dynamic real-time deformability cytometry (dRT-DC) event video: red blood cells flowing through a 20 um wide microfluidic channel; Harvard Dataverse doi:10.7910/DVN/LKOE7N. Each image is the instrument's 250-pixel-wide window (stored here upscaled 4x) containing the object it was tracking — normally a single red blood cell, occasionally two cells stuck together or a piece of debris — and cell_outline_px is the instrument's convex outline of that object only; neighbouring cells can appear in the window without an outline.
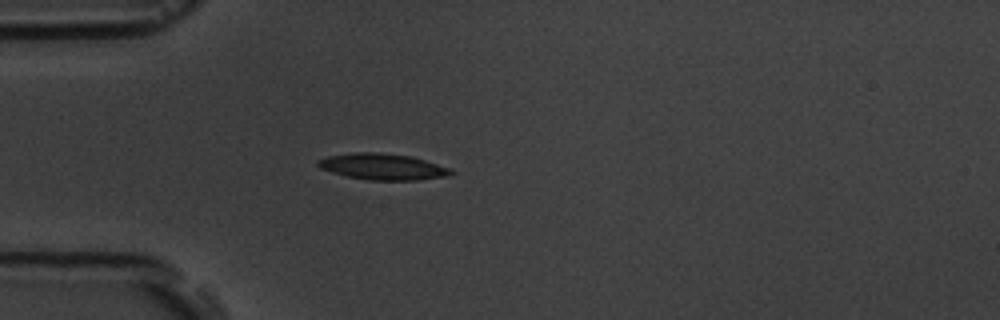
{"species": "common noctule bat (a hibernating species)", "species_latin": "Nyctalus noctula", "temperature_condition": "room temperature", "stored_images_in_passage": 5, "camera_frame_rate_fps": 3000, "um_per_image_px": 0.085, "animal": {"sex": "male", "body_mass_g": 19.5, "forearm_length_mm": 54.6}, "frame": {"image": 1, "passage_image": 5, "time_ms": 4.333, "image_size_px": [1000, 320], "cell_outline_px": [[456, 172], [448, 176], [416, 180], [368, 180], [348, 176], [332, 172], [320, 168], [316, 164], [316, 160], [328, 156], [356, 152], [380, 152], [408, 156], [424, 160], [452, 168]], "centroid_in_image_um": [32.54, 14.17], "position_along_channel_um": 52.5, "area_um2": 20.29}}